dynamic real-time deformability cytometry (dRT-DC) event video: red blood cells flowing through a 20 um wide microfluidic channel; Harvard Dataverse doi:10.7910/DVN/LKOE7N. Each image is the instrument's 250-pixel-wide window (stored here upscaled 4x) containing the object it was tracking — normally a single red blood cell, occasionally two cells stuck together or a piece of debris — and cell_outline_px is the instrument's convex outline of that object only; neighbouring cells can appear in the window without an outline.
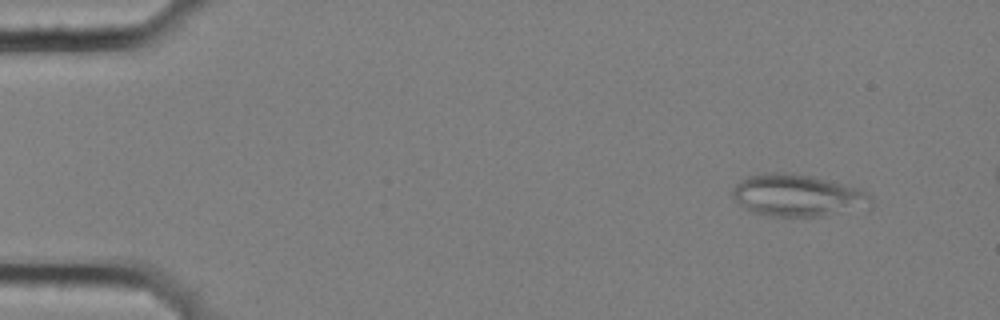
{"species": "common noctule bat (a hibernating species)", "species_latin": "Nyctalus noctula", "temperature_condition": "cold", "stored_images_in_passage": 6, "camera_frame_rate_fps": 3000, "um_per_image_px": 0.085, "animal": {"sex": "female", "body_mass_g": 25.1}, "frame": {"image": 1, "passage_image": 2, "time_ms": 0.333, "image_size_px": [1000, 320], "cell_outline_px": [[872, 208], [824, 216], [772, 216], [748, 212], [732, 196], [732, 188], [740, 180], [748, 176], [764, 172], [784, 172], [812, 176], [860, 188], [868, 192], [872, 196]], "centroid_in_image_um": [67.84, 16.62], "position_along_channel_um": 17.2, "area_um2": 34.56}}